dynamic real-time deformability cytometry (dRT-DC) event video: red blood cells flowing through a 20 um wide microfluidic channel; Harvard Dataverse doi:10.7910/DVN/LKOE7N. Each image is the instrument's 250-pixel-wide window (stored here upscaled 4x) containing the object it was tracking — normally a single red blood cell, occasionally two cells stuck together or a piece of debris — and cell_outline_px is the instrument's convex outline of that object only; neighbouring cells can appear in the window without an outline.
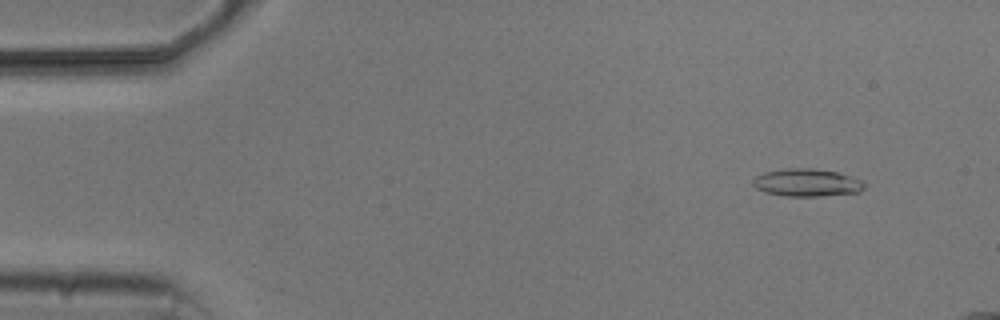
{"species": "common noctule bat (a hibernating species)", "species_latin": "Nyctalus noctula", "temperature_condition": "cold", "stored_images_in_passage": 6, "camera_frame_rate_fps": 3000, "um_per_image_px": 0.085, "animal": {"sex": "male", "body_mass_g": 20.5, "forearm_length_mm": 52.5}, "frame": {"image": 1, "passage_image": 2, "time_ms": 1.333, "image_size_px": [1000, 320], "cell_outline_px": [[864, 188], [860, 192], [816, 196], [784, 196], [764, 192], [756, 188], [752, 184], [752, 180], [756, 176], [764, 172], [788, 168], [812, 168], [836, 172], [860, 180], [864, 184]], "centroid_in_image_um": [68.53, 15.52], "position_along_channel_um": 16.5, "area_um2": 17.8}}